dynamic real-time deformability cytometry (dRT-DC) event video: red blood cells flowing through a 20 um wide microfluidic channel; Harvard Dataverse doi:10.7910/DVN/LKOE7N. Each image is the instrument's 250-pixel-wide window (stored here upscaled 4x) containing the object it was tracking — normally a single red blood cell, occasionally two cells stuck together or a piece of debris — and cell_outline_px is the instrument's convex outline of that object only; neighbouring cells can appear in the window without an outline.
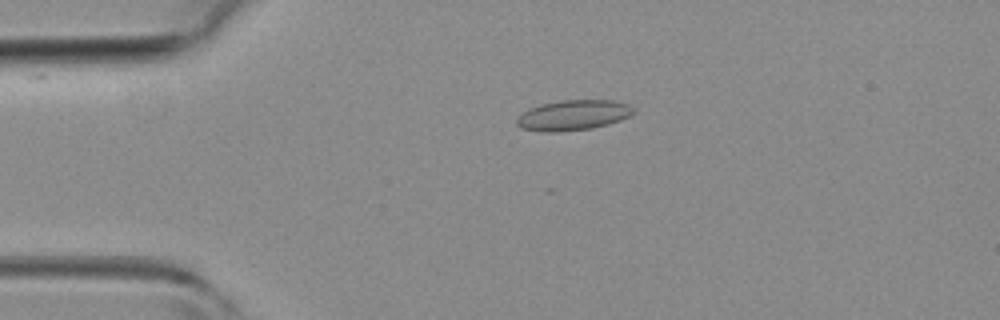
{"species": "common noctule bat (a hibernating species)", "species_latin": "Nyctalus noctula", "temperature_condition": "room temperature", "stored_images_in_passage": 18, "camera_frame_rate_fps": 3000, "um_per_image_px": 0.085, "animal": {"sex": "female", "body_mass_g": 19.3, "forearm_length_mm": 54.1}, "frame": {"image": 1, "passage_image": 3, "time_ms": 0.667, "image_size_px": [1000, 320], "cell_outline_px": [[636, 112], [620, 120], [608, 124], [592, 128], [560, 132], [544, 132], [520, 128], [516, 124], [516, 120], [524, 112], [532, 108], [544, 104], [560, 100], [612, 100], [628, 104], [636, 108]], "centroid_in_image_um": [48.76, 9.8], "position_along_channel_um": 36.2, "area_um2": 20.52}}
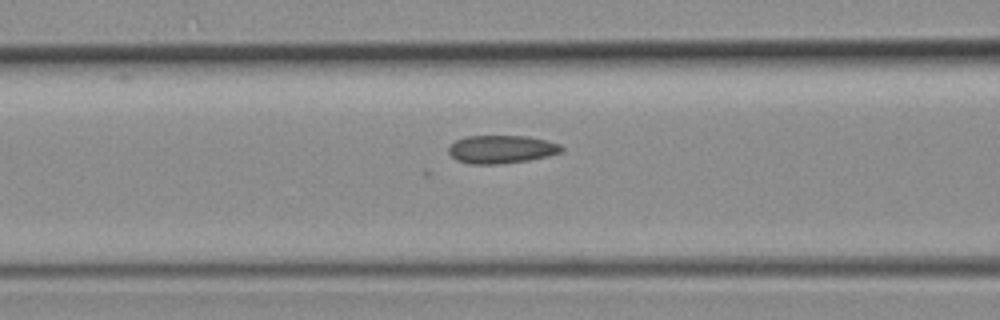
{"frame": {"image": 2, "passage_image": 11, "time_ms": 3.333, "image_size_px": [1000, 320], "cell_outline_px": [[564, 148], [560, 152], [548, 156], [528, 160], [500, 164], [468, 164], [456, 160], [448, 152], [448, 144], [464, 136], [528, 136], [560, 144]], "centroid_in_image_um": [42.57, 12.69], "position_along_channel_um": 124.0, "area_um2": 18.61}}
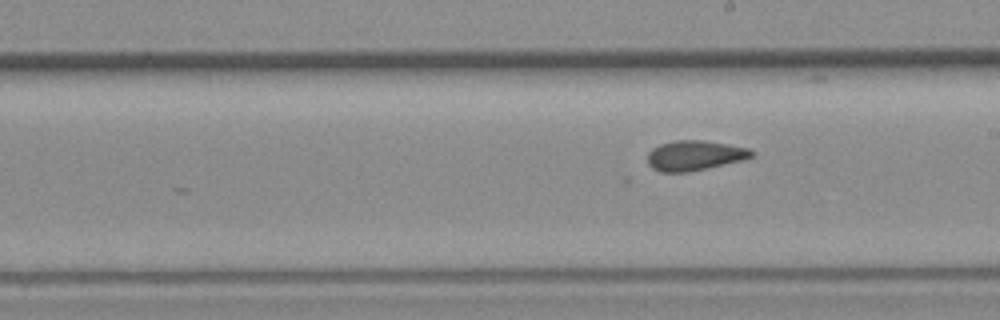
{"frame": {"image": 3, "passage_image": 18, "time_ms": 5.667, "image_size_px": [1000, 320], "cell_outline_px": [[756, 152], [752, 156], [744, 160], [688, 172], [660, 172], [652, 168], [648, 164], [648, 152], [652, 148], [660, 144], [676, 140], [704, 140], [748, 148]], "centroid_in_image_um": [59.04, 13.22], "position_along_channel_um": 230.0, "area_um2": 18.21}}